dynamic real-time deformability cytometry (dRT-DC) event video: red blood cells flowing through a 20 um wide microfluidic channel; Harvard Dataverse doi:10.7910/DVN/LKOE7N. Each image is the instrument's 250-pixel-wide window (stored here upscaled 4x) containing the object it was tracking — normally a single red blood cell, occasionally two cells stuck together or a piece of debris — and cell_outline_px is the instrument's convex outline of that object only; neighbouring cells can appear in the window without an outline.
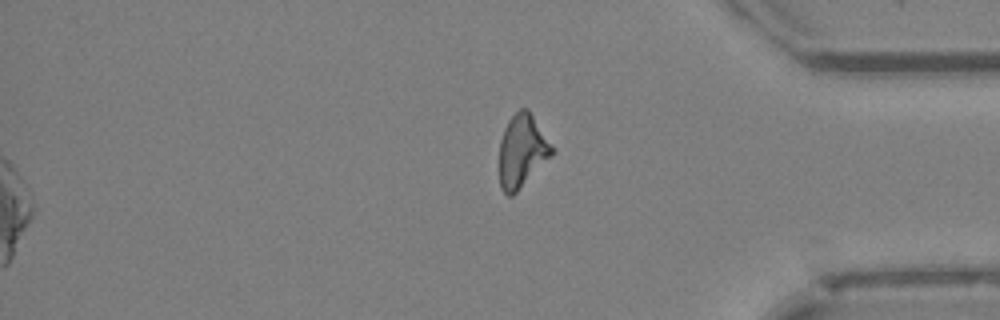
{"species": "Egyptian fruit bat (a non-hibernating species)", "species_latin": "Rousettus aegyptiacus", "temperature_condition": "cold", "stored_images_in_passage": 49, "segment_of_instrument_passage": [2, 2], "camera_frame_rate_fps": 3000, "um_per_image_px": 0.085, "animal": {"sex": "female"}, "frame": {"image": 1, "passage_image": 49, "time_ms": 16.0, "image_size_px": [1000, 320], "cell_outline_px": [[556, 152], [512, 196], [508, 196], [500, 188], [500, 140], [504, 128], [508, 120], [520, 108], [528, 108], [556, 148]], "centroid_in_image_um": [44.41, 12.81], "position_along_channel_um": 390.8, "area_um2": 22.6}}